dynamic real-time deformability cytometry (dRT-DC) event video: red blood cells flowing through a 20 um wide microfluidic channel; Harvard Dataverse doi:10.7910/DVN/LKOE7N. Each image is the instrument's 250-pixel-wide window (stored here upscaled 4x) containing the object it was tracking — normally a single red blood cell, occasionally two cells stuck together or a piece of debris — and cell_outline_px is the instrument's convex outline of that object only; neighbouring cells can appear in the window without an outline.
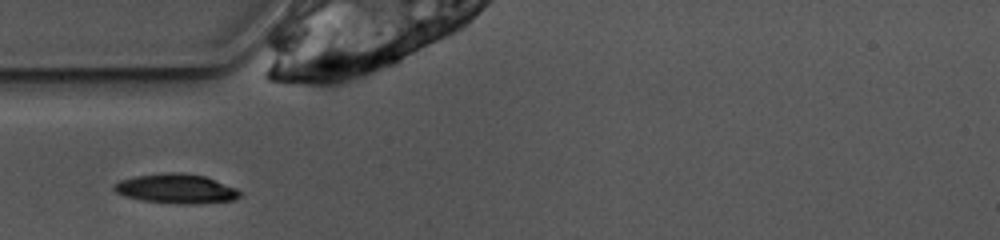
{"species": "common noctule bat (a hibernating species)", "species_latin": "Nyctalus noctula", "temperature_condition": "warm", "stored_images_in_passage": 25, "camera_frame_rate_fps": 3000, "um_per_image_px": 0.085, "animal": {"sex": "female", "body_mass_g": 10.0, "forearm_length_mm": 53.1}, "frame": {"image": 1, "passage_image": 1, "time_ms": 0.0, "image_size_px": [1000, 240], "cell_outline_px": [[240, 196], [232, 200], [200, 204], [180, 204], [140, 200], [124, 196], [116, 192], [112, 188], [112, 184], [120, 180], [136, 176], [168, 172], [180, 172], [204, 176], [236, 188], [240, 192]], "centroid_in_image_um": [14.94, 16.04], "position_along_channel_um": 70.1, "area_um2": 21.62}}
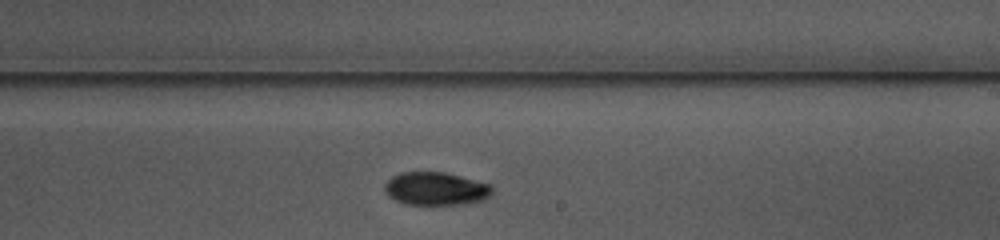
{"frame": {"image": 2, "passage_image": 15, "time_ms": 4.667, "image_size_px": [1000, 240], "cell_outline_px": [[492, 192], [484, 200], [456, 204], [408, 204], [396, 200], [388, 196], [384, 192], [384, 184], [392, 176], [400, 172], [444, 172], [492, 184]], "centroid_in_image_um": [37.02, 16.02], "position_along_channel_um": 252.0, "area_um2": 20.63}}
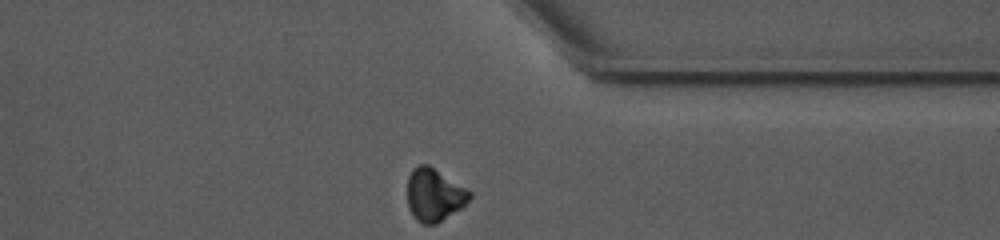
{"frame": {"image": 3, "passage_image": 25, "time_ms": 8.0, "image_size_px": [1000, 240], "cell_outline_px": [[472, 196], [460, 208], [436, 224], [424, 224], [416, 220], [408, 208], [408, 176], [412, 168], [416, 164], [428, 164], [468, 188], [472, 192]], "centroid_in_image_um": [36.9, 16.53], "position_along_channel_um": 374.5, "area_um2": 19.25}}